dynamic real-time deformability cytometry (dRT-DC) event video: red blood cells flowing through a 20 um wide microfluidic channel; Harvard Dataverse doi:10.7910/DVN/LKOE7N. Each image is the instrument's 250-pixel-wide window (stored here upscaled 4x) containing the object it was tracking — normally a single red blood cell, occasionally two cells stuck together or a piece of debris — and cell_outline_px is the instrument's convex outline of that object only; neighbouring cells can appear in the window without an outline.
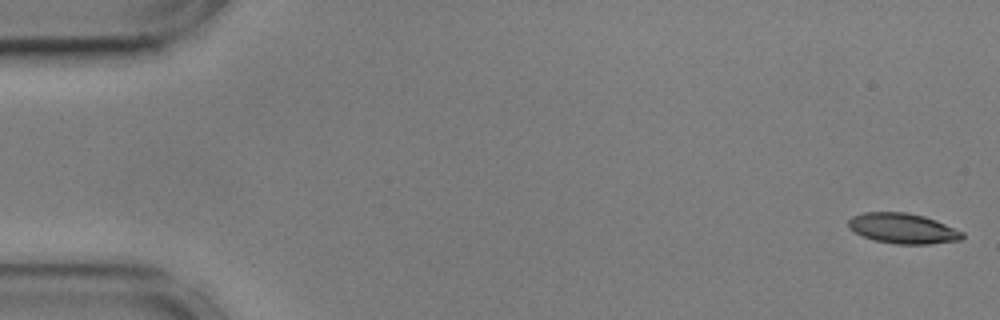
{"species": "common noctule bat (a hibernating species)", "species_latin": "Nyctalus noctula", "temperature_condition": "cold", "stored_images_in_passage": 55, "camera_frame_rate_fps": 3000, "um_per_image_px": 0.085, "animal": {"sex": "male", "body_mass_g": 17.9, "forearm_length_mm": 54.2}, "frame": {"image": 1, "passage_image": 1, "time_ms": 0.0, "image_size_px": [1000, 320], "cell_outline_px": [[964, 236], [960, 240], [928, 244], [896, 244], [872, 240], [848, 228], [848, 220], [852, 216], [864, 212], [904, 212], [924, 216], [936, 220], [964, 232]], "centroid_in_image_um": [76.74, 19.41], "position_along_channel_um": 8.3, "area_um2": 20.11}}
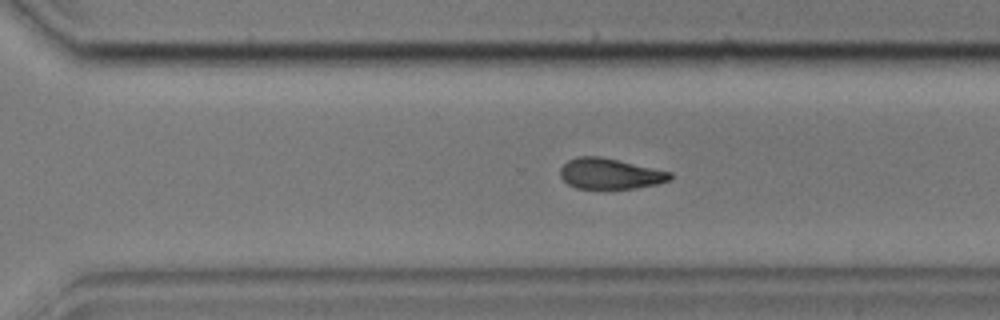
{"frame": {"image": 2, "passage_image": 38, "time_ms": 12.333, "image_size_px": [1000, 320], "cell_outline_px": [[672, 180], [656, 184], [632, 188], [576, 188], [568, 184], [560, 176], [560, 168], [568, 160], [576, 156], [600, 156], [672, 172]], "centroid_in_image_um": [51.84, 14.75], "position_along_channel_um": 318.8, "area_um2": 19.54}}
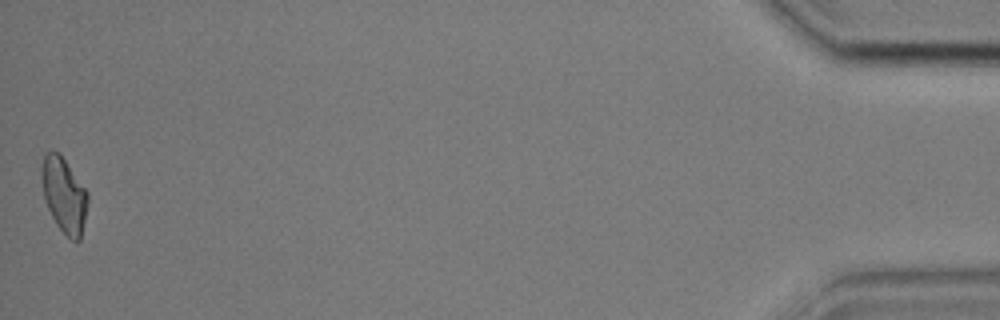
{"frame": {"image": 3, "passage_image": 55, "time_ms": 18.0, "image_size_px": [1000, 320], "cell_outline_px": [[88, 200], [80, 240], [72, 240], [56, 224], [44, 200], [40, 176], [40, 172], [44, 156], [48, 152], [60, 152], [88, 192]], "centroid_in_image_um": [5.43, 16.54], "position_along_channel_um": 429.8, "area_um2": 20.06}, "authors_computed_cell_mechanics": {"area_um2": 20.5768, "velocity_mm_per_s": 3.5951, "shape_relaxation_time_tau1_ms": 8.7434, "shape_relaxation_time_tau2_ms": 8.2509, "deformation_change_tau1": 0.1791, "deformation_change_tau2": 0.166}}